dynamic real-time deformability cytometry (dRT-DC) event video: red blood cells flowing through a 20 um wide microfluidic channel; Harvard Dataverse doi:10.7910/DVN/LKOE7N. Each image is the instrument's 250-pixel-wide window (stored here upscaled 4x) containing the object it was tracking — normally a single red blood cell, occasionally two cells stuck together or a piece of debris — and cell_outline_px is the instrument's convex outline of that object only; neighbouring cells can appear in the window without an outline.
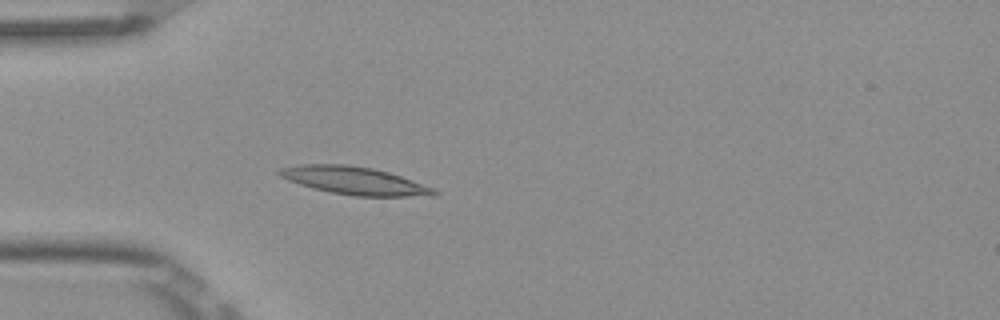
{"species": "Egyptian fruit bat (a non-hibernating species)", "species_latin": "Rousettus aegyptiacus", "temperature_condition": "room temperature", "stored_images_in_passage": 6, "camera_frame_rate_fps": 3000, "um_per_image_px": 0.085, "frame": {"image": 1, "passage_image": 6, "time_ms": 1.667, "image_size_px": [1000, 320], "cell_outline_px": [[440, 192], [436, 196], [356, 196], [332, 192], [312, 188], [288, 180], [280, 176], [276, 172], [280, 168], [304, 164], [344, 164], [372, 168], [388, 172], [436, 188]], "centroid_in_image_um": [30.17, 15.36], "position_along_channel_um": 54.8, "area_um2": 24.97}}